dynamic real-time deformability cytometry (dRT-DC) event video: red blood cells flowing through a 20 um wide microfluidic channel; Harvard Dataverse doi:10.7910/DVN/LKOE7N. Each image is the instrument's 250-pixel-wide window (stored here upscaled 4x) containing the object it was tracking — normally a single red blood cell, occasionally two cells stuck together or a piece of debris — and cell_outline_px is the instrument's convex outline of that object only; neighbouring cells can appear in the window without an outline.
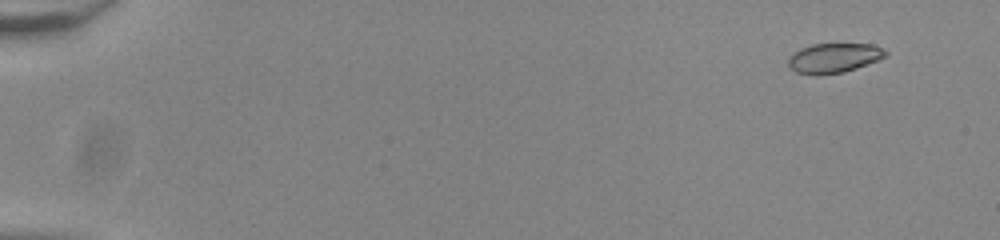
{"species": "common noctule bat (a hibernating species)", "species_latin": "Nyctalus noctula", "temperature_condition": "room temperature", "stored_images_in_passage": 56, "camera_frame_rate_fps": 3000, "um_per_image_px": 0.085, "animal": {"sex": "male", "body_mass_g": 20.0, "forearm_length_mm": 53.3}, "frame": {"image": 1, "passage_image": 5, "time_ms": 1.333, "image_size_px": [1000, 240], "cell_outline_px": [[888, 52], [884, 56], [876, 60], [856, 68], [844, 72], [796, 72], [788, 64], [788, 56], [792, 52], [800, 48], [812, 44], [872, 44], [884, 48]], "centroid_in_image_um": [70.88, 4.87], "position_along_channel_um": 14.1, "area_um2": 16.18}}
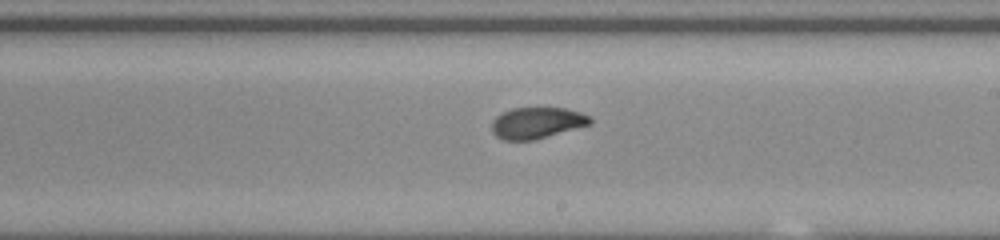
{"frame": {"image": 2, "passage_image": 35, "time_ms": 11.333, "image_size_px": [1000, 240], "cell_outline_px": [[592, 124], [536, 140], [504, 140], [496, 136], [492, 132], [492, 120], [496, 116], [512, 108], [564, 108], [580, 112], [588, 116], [592, 120]], "centroid_in_image_um": [45.64, 10.45], "position_along_channel_um": 243.4, "area_um2": 17.98}}
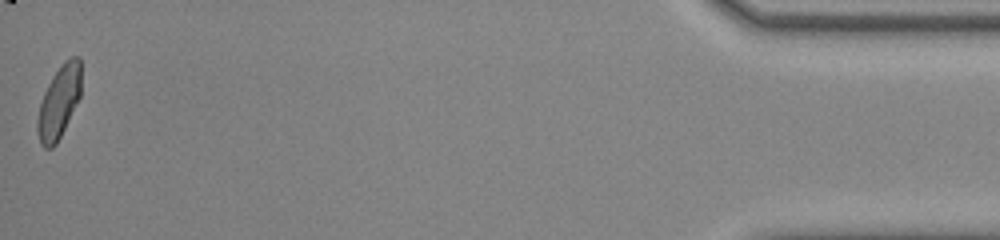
{"frame": {"image": 3, "passage_image": 56, "time_ms": 18.333, "image_size_px": [1000, 240], "cell_outline_px": [[80, 96], [56, 144], [52, 148], [44, 148], [40, 144], [36, 132], [36, 120], [40, 104], [44, 92], [52, 76], [64, 60], [68, 56], [80, 56]], "centroid_in_image_um": [4.98, 8.66], "position_along_channel_um": 430.2, "area_um2": 18.44}, "authors_computed_cell_mechanics": {"area_um2": 18.4093, "velocity_mm_per_s": 3.8502, "shape_relaxation_time_tau1_ms": 5.6417, "shape_relaxation_time_tau2_ms": 1.1543, "deformation_change_tau1": 0.1797, "deformation_change_tau2": 0.0421}}